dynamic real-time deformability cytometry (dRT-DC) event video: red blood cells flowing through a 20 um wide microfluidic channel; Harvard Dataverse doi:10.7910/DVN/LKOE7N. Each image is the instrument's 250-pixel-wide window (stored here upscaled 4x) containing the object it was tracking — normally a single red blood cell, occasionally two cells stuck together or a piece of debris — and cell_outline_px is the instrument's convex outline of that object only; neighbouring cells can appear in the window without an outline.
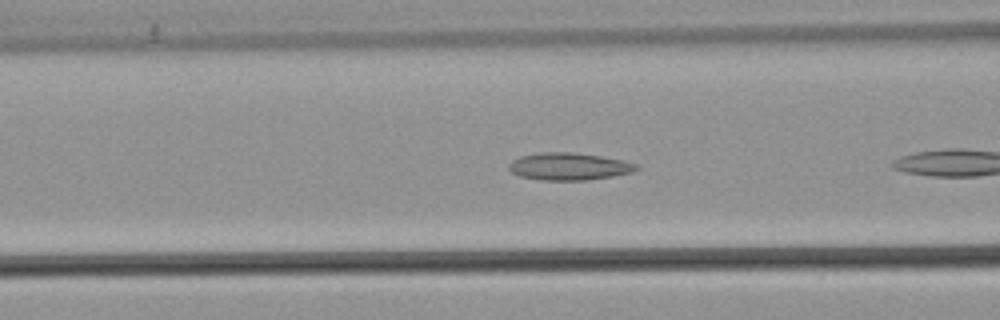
{"species": "common noctule bat (a hibernating species)", "species_latin": "Nyctalus noctula", "temperature_condition": "warm", "stored_images_in_passage": 10, "camera_frame_rate_fps": 3000, "um_per_image_px": 0.085, "animal": {"sex": "male", "body_mass_g": 21.5, "forearm_length_mm": 52.0}, "frame": {"image": 1, "passage_image": 5, "time_ms": 1.333, "image_size_px": [1000, 320], "cell_outline_px": [[640, 168], [632, 172], [612, 176], [588, 180], [540, 180], [520, 176], [512, 172], [508, 168], [508, 164], [512, 160], [520, 156], [540, 152], [568, 152], [600, 156], [624, 160], [636, 164]], "centroid_in_image_um": [48.34, 14.15], "position_along_channel_um": 118.3, "area_um2": 20.29}}